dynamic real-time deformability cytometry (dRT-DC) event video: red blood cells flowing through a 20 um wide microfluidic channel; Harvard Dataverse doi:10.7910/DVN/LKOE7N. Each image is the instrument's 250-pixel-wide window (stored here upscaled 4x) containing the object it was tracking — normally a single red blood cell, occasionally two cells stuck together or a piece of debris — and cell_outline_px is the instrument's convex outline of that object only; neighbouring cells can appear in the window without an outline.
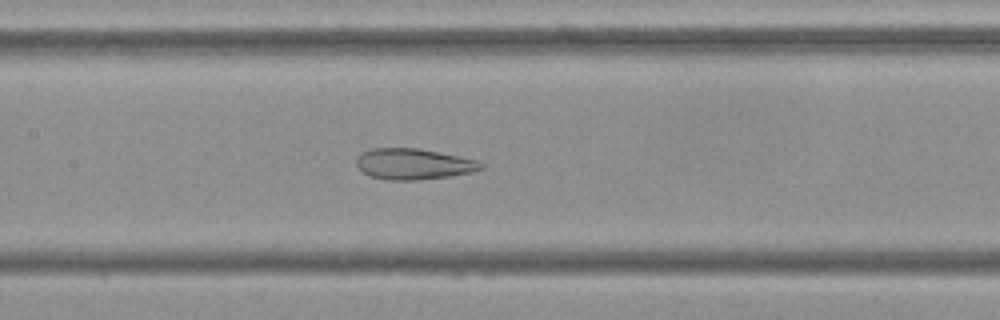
{"species": "Egyptian fruit bat (a non-hibernating species)", "species_latin": "Rousettus aegyptiacus", "temperature_condition": "cold", "stored_images_in_passage": 39, "camera_frame_rate_fps": 3000, "um_per_image_px": 0.085, "frame": {"image": 1, "passage_image": 11, "time_ms": 3.333, "image_size_px": [1000, 320], "cell_outline_px": [[484, 168], [472, 172], [448, 176], [416, 180], [388, 180], [372, 176], [364, 172], [356, 164], [356, 156], [360, 152], [372, 148], [416, 148], [476, 160], [484, 164]], "centroid_in_image_um": [35.11, 13.94], "position_along_channel_um": 172.3, "area_um2": 22.2}}
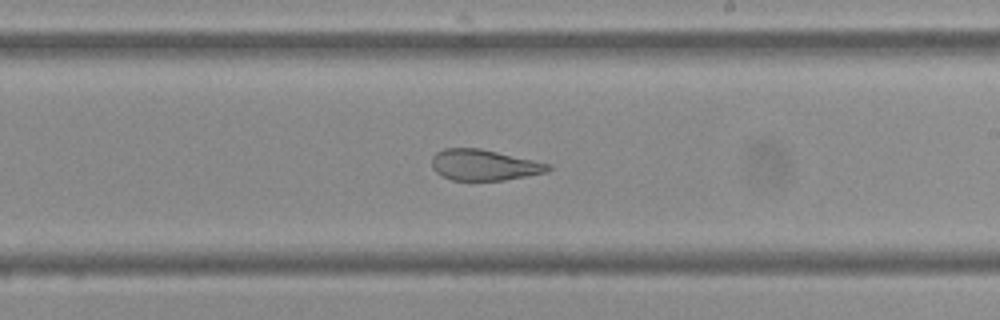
{"frame": {"image": 2, "passage_image": 17, "time_ms": 5.333, "image_size_px": [1000, 320], "cell_outline_px": [[552, 168], [548, 172], [504, 180], [452, 180], [436, 172], [432, 168], [432, 156], [436, 152], [444, 148], [480, 148], [552, 164]], "centroid_in_image_um": [41.16, 14.02], "position_along_channel_um": 247.8, "area_um2": 20.98}}
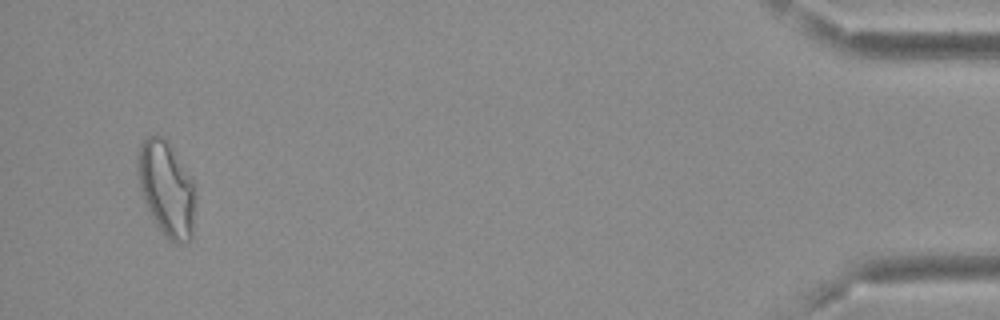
{"frame": {"image": 3, "passage_image": 37, "time_ms": 12.0, "image_size_px": [1000, 320], "cell_outline_px": [[192, 236], [188, 240], [180, 244], [176, 244], [164, 236], [160, 232], [144, 200], [140, 188], [136, 168], [136, 156], [140, 144], [148, 136], [164, 136], [168, 140], [192, 180]], "centroid_in_image_um": [14.08, 16.0], "position_along_channel_um": 421.1, "area_um2": 31.33}, "authors_computed_cell_mechanics": {"area_um2": 23.1778, "velocity_mm_per_s": 3.7925, "shape_relaxation_time_tau1_ms": null, "shape_relaxation_time_tau2_ms": 2.0614, "deformation_change_tau1": null, "deformation_change_tau2": 0.1049}}